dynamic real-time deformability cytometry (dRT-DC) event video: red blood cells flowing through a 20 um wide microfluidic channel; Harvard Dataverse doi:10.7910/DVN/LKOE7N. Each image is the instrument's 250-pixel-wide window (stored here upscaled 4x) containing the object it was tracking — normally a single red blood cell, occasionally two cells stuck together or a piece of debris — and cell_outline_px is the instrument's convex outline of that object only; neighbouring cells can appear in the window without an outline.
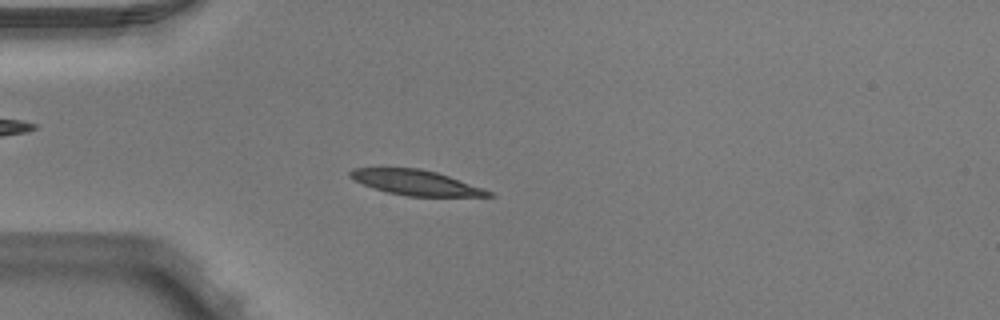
{"species": "Egyptian fruit bat (a non-hibernating species)", "species_latin": "Rousettus aegyptiacus", "temperature_condition": "warm", "stored_images_in_passage": 38, "camera_frame_rate_fps": 3000, "um_per_image_px": 0.085, "animal": {"sex": "male"}, "frame": {"image": 1, "passage_image": 1, "time_ms": 0.0, "image_size_px": [1000, 320], "cell_outline_px": [[496, 196], [408, 196], [388, 192], [364, 184], [348, 176], [348, 172], [352, 168], [420, 168], [436, 172], [484, 188], [492, 192]], "centroid_in_image_um": [35.36, 15.51], "position_along_channel_um": 49.6, "area_um2": 19.94}}
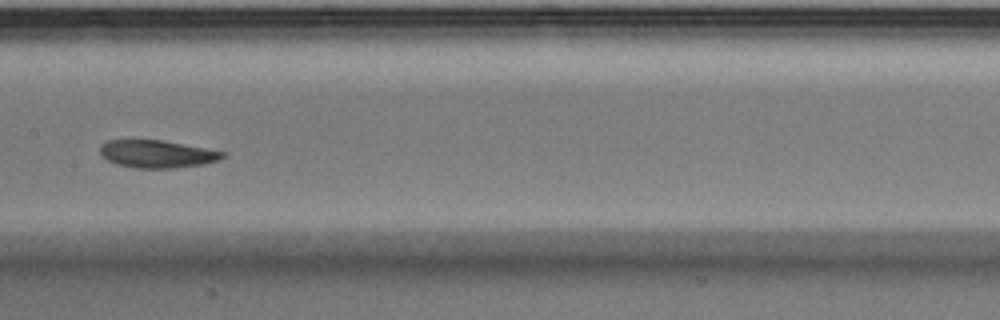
{"frame": {"image": 2, "passage_image": 13, "time_ms": 4.0, "image_size_px": [1000, 320], "cell_outline_px": [[224, 156], [216, 160], [204, 164], [176, 168], [136, 168], [116, 164], [100, 156], [100, 144], [108, 140], [164, 140], [224, 152]], "centroid_in_image_um": [13.29, 13.09], "position_along_channel_um": 194.1, "area_um2": 19.65}}
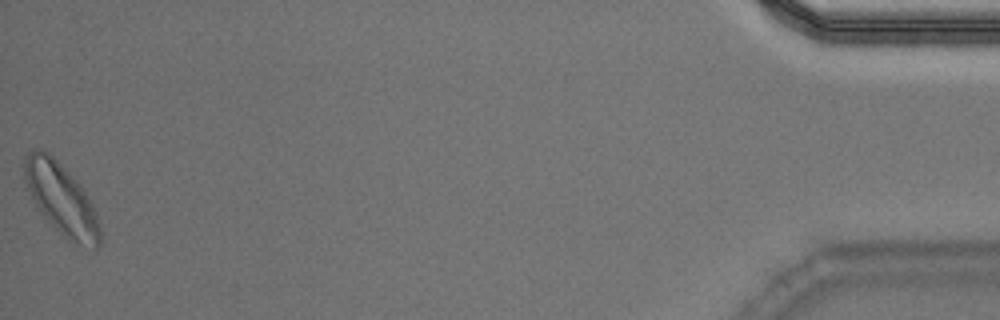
{"frame": {"image": 3, "passage_image": 38, "time_ms": 12.333, "image_size_px": [1000, 320], "cell_outline_px": [[100, 244], [96, 248], [72, 244], [40, 212], [24, 188], [24, 156], [32, 148], [36, 148], [48, 152], [80, 184], [92, 204], [96, 212], [100, 228]], "centroid_in_image_um": [5.17, 16.91], "position_along_channel_um": 430.0, "area_um2": 31.5}, "authors_computed_cell_mechanics": {"area_um2": 20.4612, "velocity_mm_per_s": 3.9487, "shape_relaxation_time_tau1_ms": 5.9654, "shape_relaxation_time_tau2_ms": null, "deformation_change_tau1": 0.1837, "deformation_change_tau2": null}}